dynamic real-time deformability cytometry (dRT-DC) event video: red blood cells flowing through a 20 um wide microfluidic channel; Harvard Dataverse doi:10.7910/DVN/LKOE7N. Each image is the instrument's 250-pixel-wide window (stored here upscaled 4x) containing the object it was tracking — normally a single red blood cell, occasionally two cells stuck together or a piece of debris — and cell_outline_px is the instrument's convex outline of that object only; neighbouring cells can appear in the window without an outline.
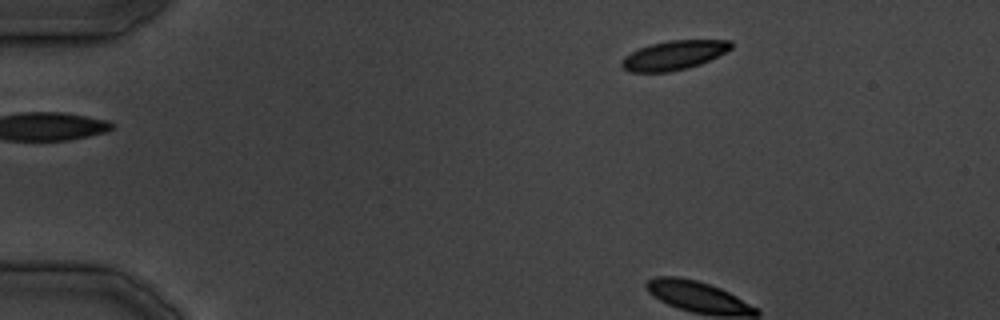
{"species": "common noctule bat (a hibernating species)", "species_latin": "Nyctalus noctula", "temperature_condition": "cold", "stored_images_in_passage": 33, "camera_frame_rate_fps": 3000, "um_per_image_px": 0.085, "animal": {"sex": "male", "body_mass_g": 19.5, "forearm_length_mm": 54.6}, "frame": {"image": 1, "passage_image": 1, "time_ms": 0.0, "image_size_px": [1000, 320], "cell_outline_px": [[732, 48], [700, 64], [688, 68], [668, 72], [628, 72], [620, 64], [624, 56], [640, 48], [652, 44], [668, 40], [732, 40]], "centroid_in_image_um": [57.26, 4.69], "position_along_channel_um": 27.7, "area_um2": 18.44}}